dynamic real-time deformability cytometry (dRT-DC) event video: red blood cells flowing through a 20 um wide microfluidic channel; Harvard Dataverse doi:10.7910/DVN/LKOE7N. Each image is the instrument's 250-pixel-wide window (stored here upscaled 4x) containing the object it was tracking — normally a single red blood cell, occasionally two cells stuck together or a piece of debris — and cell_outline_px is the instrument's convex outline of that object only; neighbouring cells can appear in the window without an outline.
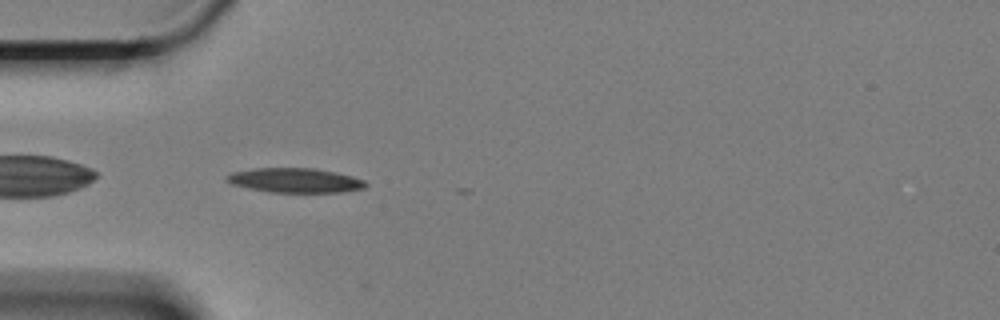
{"species": "Egyptian fruit bat (a non-hibernating species)", "species_latin": "Rousettus aegyptiacus", "temperature_condition": "cold", "stored_images_in_passage": 3, "camera_frame_rate_fps": 3000, "um_per_image_px": 0.085, "animal": {"sex": "female"}, "frame": {"image": 1, "passage_image": 2, "time_ms": 0.333, "image_size_px": [1000, 320], "cell_outline_px": [[368, 184], [364, 188], [340, 192], [268, 192], [248, 188], [232, 184], [224, 180], [224, 176], [232, 172], [252, 168], [312, 168], [352, 176], [364, 180]], "centroid_in_image_um": [25.02, 15.33], "position_along_channel_um": 60.0, "area_um2": 19.83}}